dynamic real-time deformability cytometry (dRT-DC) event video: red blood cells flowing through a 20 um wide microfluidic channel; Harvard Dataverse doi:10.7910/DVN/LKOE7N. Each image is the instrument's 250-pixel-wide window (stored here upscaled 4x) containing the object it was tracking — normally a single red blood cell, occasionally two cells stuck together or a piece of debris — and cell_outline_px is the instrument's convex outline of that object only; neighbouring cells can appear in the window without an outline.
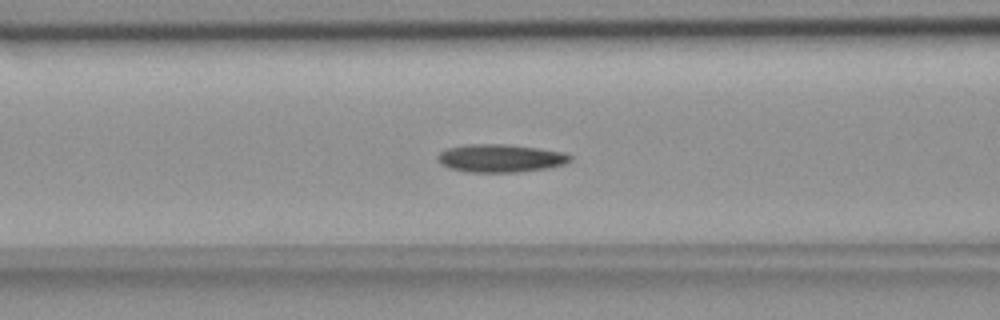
{"species": "common noctule bat (a hibernating species)", "species_latin": "Nyctalus noctula", "temperature_condition": "room temperature", "stored_images_in_passage": 55, "segment_of_instrument_passage": [1, 2], "camera_frame_rate_fps": 3000, "um_per_image_px": 0.085, "animal": {"sex": "female", "body_mass_g": 18.4}, "frame": {"image": 1, "passage_image": 21, "time_ms": 6.667, "image_size_px": [1000, 320], "cell_outline_px": [[572, 160], [564, 164], [548, 168], [520, 172], [468, 172], [448, 168], [440, 164], [436, 160], [436, 156], [440, 152], [448, 148], [468, 144], [504, 144], [536, 148], [564, 152], [572, 156]], "centroid_in_image_um": [42.51, 13.46], "position_along_channel_um": 124.1, "area_um2": 21.73}}
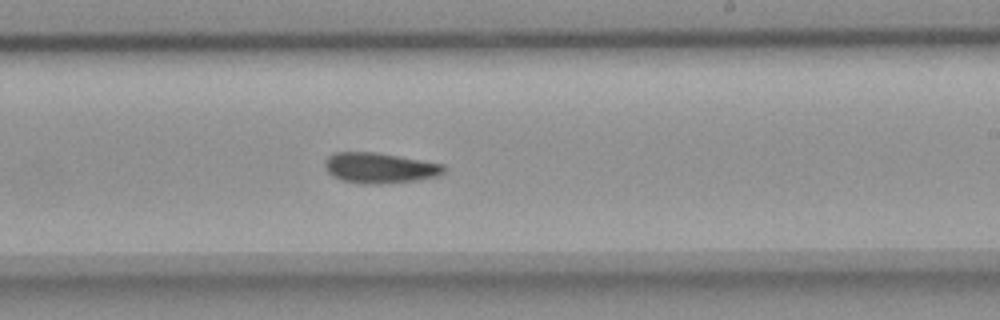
{"frame": {"image": 2, "passage_image": 32, "time_ms": 10.333, "image_size_px": [1000, 320], "cell_outline_px": [[444, 172], [436, 176], [420, 180], [380, 184], [360, 184], [340, 180], [332, 176], [328, 172], [324, 164], [324, 160], [332, 152], [372, 152], [444, 164]], "centroid_in_image_um": [32.22, 14.29], "position_along_channel_um": 256.8, "area_um2": 21.15}}
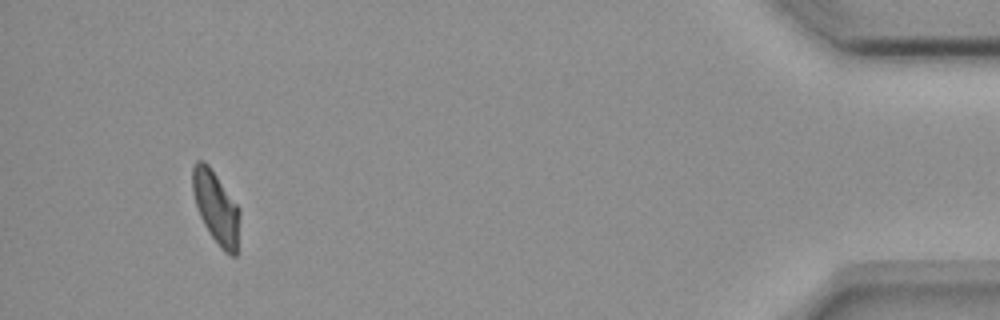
{"frame": {"image": 3, "passage_image": 51, "time_ms": 16.667, "image_size_px": [1000, 320], "cell_outline_px": [[240, 216], [236, 256], [232, 256], [224, 252], [212, 236], [204, 224], [200, 216], [192, 192], [192, 168], [196, 160], [204, 160], [208, 164], [240, 208]], "centroid_in_image_um": [18.36, 17.61], "position_along_channel_um": 416.8, "area_um2": 19.83}}